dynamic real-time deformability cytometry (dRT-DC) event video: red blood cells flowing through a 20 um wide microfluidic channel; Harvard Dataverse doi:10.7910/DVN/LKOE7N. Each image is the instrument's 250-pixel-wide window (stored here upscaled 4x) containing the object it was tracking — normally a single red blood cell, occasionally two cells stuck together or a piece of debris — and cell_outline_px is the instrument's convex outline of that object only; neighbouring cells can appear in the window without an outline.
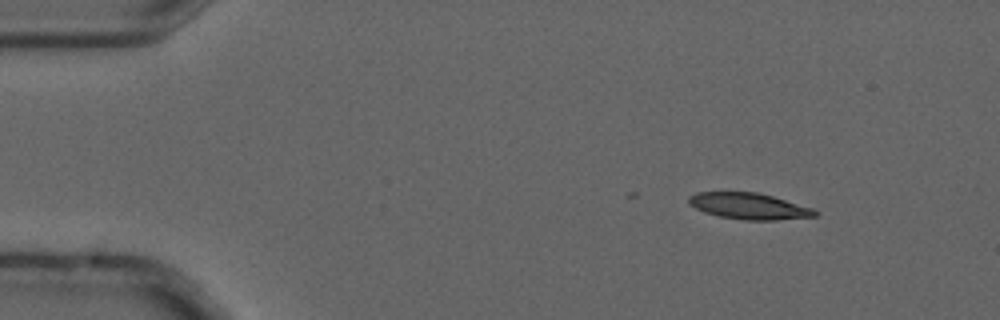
{"species": "common noctule bat (a hibernating species)", "species_latin": "Nyctalus noctula", "temperature_condition": "cold", "stored_images_in_passage": 8, "camera_frame_rate_fps": 3000, "um_per_image_px": 0.085, "animal": {"sex": "male", "forearm_length_mm": 52.5}, "frame": {"image": 1, "passage_image": 1, "time_ms": 0.0, "image_size_px": [1000, 320], "cell_outline_px": [[820, 212], [816, 216], [776, 220], [744, 220], [720, 216], [704, 212], [688, 204], [688, 196], [696, 192], [760, 192], [812, 208]], "centroid_in_image_um": [63.66, 17.51], "position_along_channel_um": 21.3, "area_um2": 19.36}}
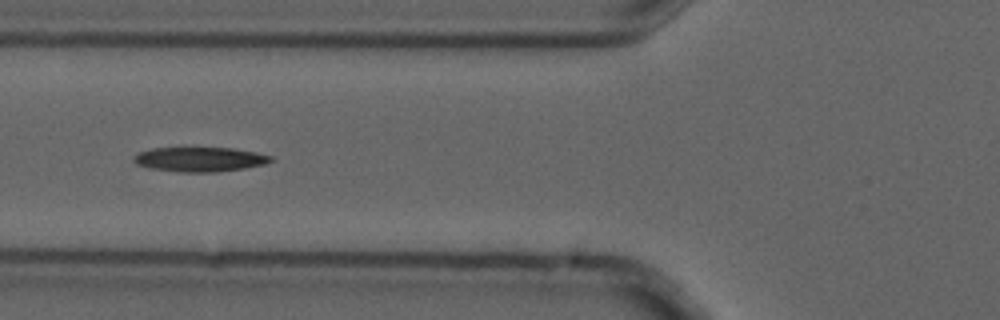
{"frame": {"image": 2, "passage_image": 5, "time_ms": 1.333, "image_size_px": [1000, 320], "cell_outline_px": [[272, 160], [264, 164], [244, 168], [216, 172], [180, 172], [148, 168], [136, 164], [132, 160], [140, 152], [152, 148], [232, 148], [256, 152], [272, 156]], "centroid_in_image_um": [16.97, 13.55], "position_along_channel_um": 108.8, "area_um2": 19.48}}
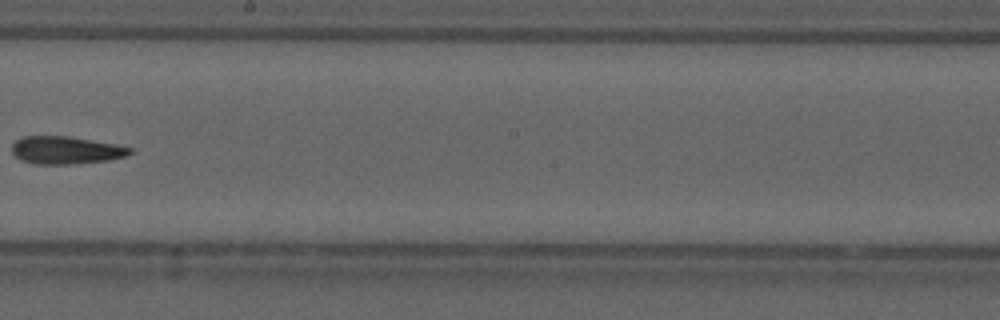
{"frame": {"image": 3, "passage_image": 8, "time_ms": 2.333, "image_size_px": [1000, 320], "cell_outline_px": [[132, 152], [124, 156], [108, 160], [72, 164], [36, 164], [20, 160], [12, 152], [12, 144], [16, 140], [24, 136], [68, 136], [116, 144], [132, 148]], "centroid_in_image_um": [5.57, 12.76], "position_along_channel_um": 242.6, "area_um2": 18.96}}